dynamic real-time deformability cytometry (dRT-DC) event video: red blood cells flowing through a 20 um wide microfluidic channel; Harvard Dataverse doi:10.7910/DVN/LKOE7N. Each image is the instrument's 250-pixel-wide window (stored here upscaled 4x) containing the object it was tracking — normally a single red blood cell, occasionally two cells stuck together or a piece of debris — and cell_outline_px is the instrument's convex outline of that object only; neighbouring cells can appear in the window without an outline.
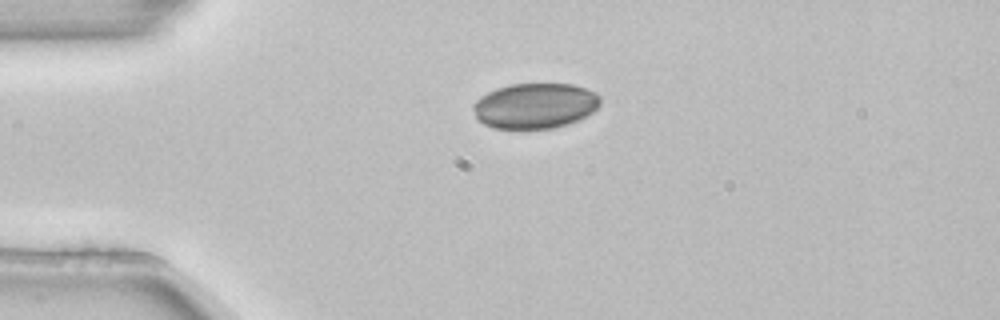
{"species": "common noctule bat (a hibernating species)", "species_latin": "Nyctalus noctula", "temperature_condition": "room temperature", "stored_images_in_passage": 4, "camera_frame_rate_fps": 3000, "um_per_image_px": 0.085, "animal": {"sex": "female", "body_mass_g": 22.7, "forearm_length_mm": 54.2}, "frame": {"image": 1, "passage_image": 1, "time_ms": 0.0, "image_size_px": [1000, 320], "cell_outline_px": [[600, 104], [592, 112], [568, 124], [552, 128], [492, 128], [484, 124], [476, 116], [472, 108], [472, 104], [480, 96], [496, 88], [508, 84], [572, 84], [596, 92], [600, 96]], "centroid_in_image_um": [45.45, 8.98], "position_along_channel_um": 39.5, "area_um2": 33.52}}